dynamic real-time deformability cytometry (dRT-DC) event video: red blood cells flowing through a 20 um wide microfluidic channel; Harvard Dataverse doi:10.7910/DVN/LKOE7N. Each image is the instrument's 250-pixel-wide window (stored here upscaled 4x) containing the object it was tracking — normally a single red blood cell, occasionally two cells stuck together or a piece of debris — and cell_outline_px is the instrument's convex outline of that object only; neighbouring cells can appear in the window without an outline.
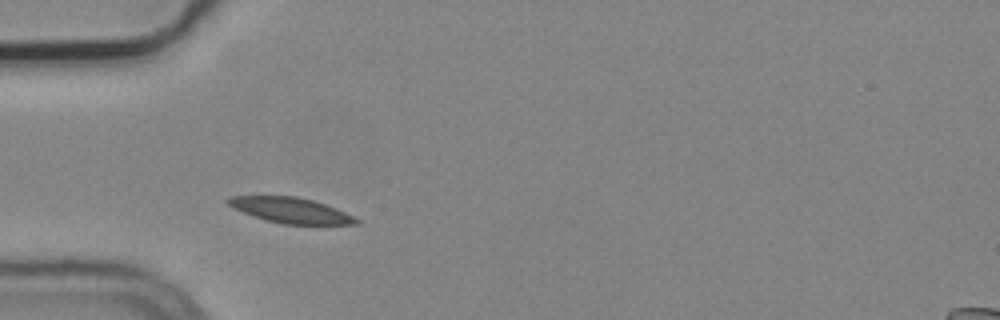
{"species": "common noctule bat (a hibernating species)", "species_latin": "Nyctalus noctula", "temperature_condition": "cold", "stored_images_in_passage": 3, "camera_frame_rate_fps": 3000, "um_per_image_px": 0.085, "animal": {"sex": "male", "body_mass_g": 19.2, "forearm_length_mm": 51.8}, "frame": {"image": 1, "passage_image": 2, "time_ms": 0.333, "image_size_px": [1000, 320], "cell_outline_px": [[360, 224], [284, 224], [268, 220], [232, 208], [224, 200], [228, 196], [296, 196], [312, 200], [336, 208], [360, 220]], "centroid_in_image_um": [24.69, 17.86], "position_along_channel_um": 60.3, "area_um2": 18.73}}
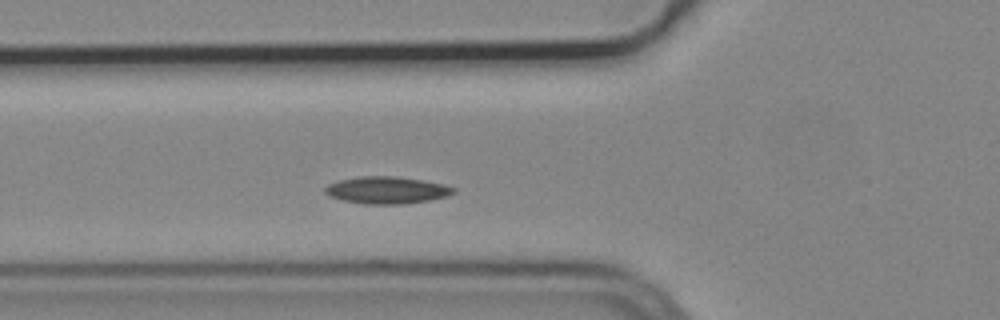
{"frame": {"image": 2, "passage_image": 3, "time_ms": 0.667, "image_size_px": [1000, 320], "cell_outline_px": [[456, 192], [448, 196], [428, 200], [400, 204], [364, 204], [344, 200], [328, 196], [324, 192], [324, 188], [328, 184], [340, 180], [360, 176], [396, 176], [444, 184], [456, 188]], "centroid_in_image_um": [32.87, 16.16], "position_along_channel_um": 92.9, "area_um2": 20.23}}